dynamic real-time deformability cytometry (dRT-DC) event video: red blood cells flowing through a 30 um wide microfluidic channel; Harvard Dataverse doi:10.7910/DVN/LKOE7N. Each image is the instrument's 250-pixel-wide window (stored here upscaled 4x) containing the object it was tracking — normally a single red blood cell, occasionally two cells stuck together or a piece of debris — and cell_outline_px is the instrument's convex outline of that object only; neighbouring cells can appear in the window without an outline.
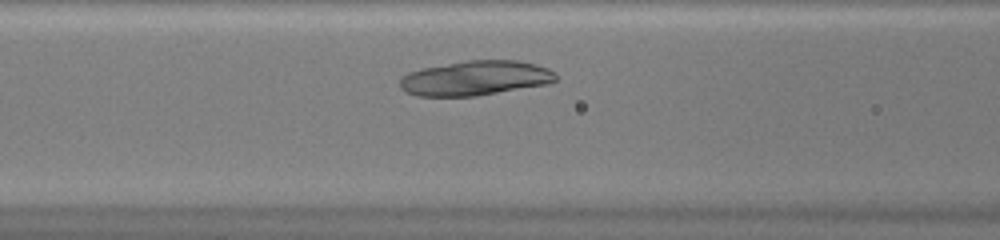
{"species": "common noctule bat (a hibernating species)", "species_latin": "Nyctalus noctula", "temperature_condition": "warm", "stored_images_in_passage": 28, "camera_frame_rate_fps": 3000, "um_per_image_px": 0.085, "animal": {"sex": "female", "body_mass_g": 20.0, "forearm_length_mm": 54.0}, "frame": {"image": 1, "passage_image": 8, "time_ms": 2.333, "image_size_px": [1000, 240], "cell_outline_px": [[556, 80], [548, 84], [476, 96], [416, 96], [404, 92], [400, 88], [400, 80], [408, 72], [424, 68], [464, 60], [516, 60], [536, 64], [548, 68], [556, 72]], "centroid_in_image_um": [40.41, 6.64], "position_along_channel_um": 126.2, "area_um2": 31.67}}
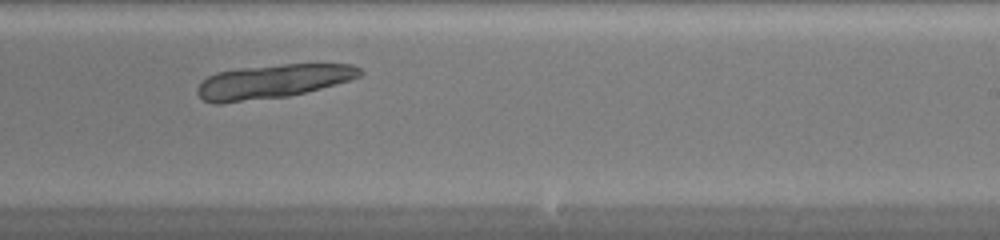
{"frame": {"image": 2, "passage_image": 18, "time_ms": 5.667, "image_size_px": [1000, 240], "cell_outline_px": [[364, 72], [360, 76], [348, 80], [320, 88], [288, 96], [220, 104], [216, 104], [204, 100], [196, 92], [196, 88], [208, 76], [216, 72], [240, 68], [284, 64], [352, 64], [360, 68]], "centroid_in_image_um": [23.15, 6.92], "position_along_channel_um": 265.8, "area_um2": 31.91}}
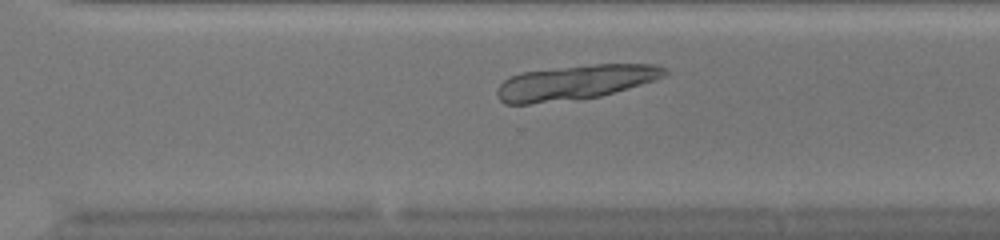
{"frame": {"image": 3, "passage_image": 22, "time_ms": 7.0, "image_size_px": [1000, 240], "cell_outline_px": [[668, 72], [664, 76], [640, 84], [600, 96], [528, 104], [504, 104], [500, 100], [496, 92], [496, 88], [504, 80], [520, 72], [596, 64], [656, 64], [664, 68]], "centroid_in_image_um": [48.84, 7.0], "position_along_channel_um": 321.8, "area_um2": 33.23}}